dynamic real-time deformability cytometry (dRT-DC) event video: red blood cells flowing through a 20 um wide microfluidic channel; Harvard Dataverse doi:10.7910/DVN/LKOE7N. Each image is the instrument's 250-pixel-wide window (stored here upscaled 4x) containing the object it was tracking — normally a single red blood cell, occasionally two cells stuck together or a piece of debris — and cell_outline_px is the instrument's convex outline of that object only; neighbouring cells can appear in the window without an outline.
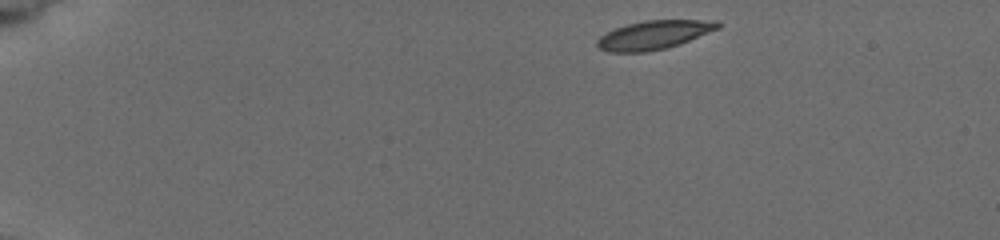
{"species": "common noctule bat (a hibernating species)", "species_latin": "Nyctalus noctula", "temperature_condition": "cold", "stored_images_in_passage": 6, "camera_frame_rate_fps": 3000, "um_per_image_px": 0.085, "animal": {"sex": "female", "body_mass_g": 19.5, "forearm_length_mm": 54.1}, "frame": {"image": 1, "passage_image": 1, "time_ms": 0.0, "image_size_px": [1000, 240], "cell_outline_px": [[720, 28], [680, 44], [664, 48], [644, 52], [608, 52], [600, 48], [596, 44], [596, 40], [600, 36], [616, 28], [628, 24], [644, 20], [716, 20], [720, 24]], "centroid_in_image_um": [55.59, 2.96], "position_along_channel_um": 29.4, "area_um2": 20.06}}
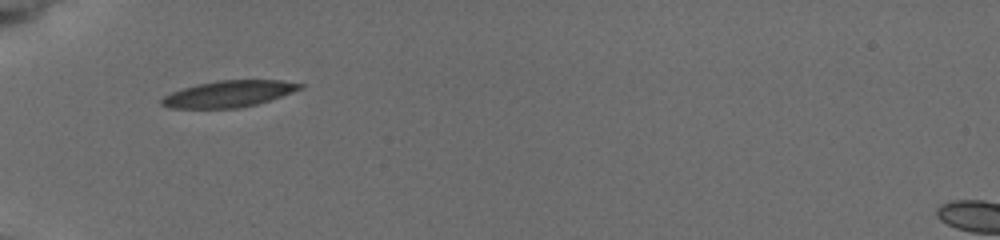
{"frame": {"image": 2, "passage_image": 5, "time_ms": 3.333, "image_size_px": [1000, 240], "cell_outline_px": [[304, 88], [256, 104], [236, 108], [168, 108], [160, 104], [160, 100], [164, 96], [172, 92], [196, 84], [220, 80], [280, 80], [304, 84]], "centroid_in_image_um": [19.42, 7.97], "position_along_channel_um": 65.6, "area_um2": 21.15}}
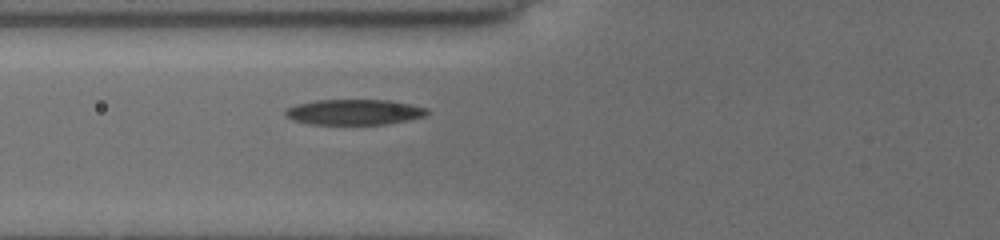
{"frame": {"image": 3, "passage_image": 6, "time_ms": 4.333, "image_size_px": [1000, 240], "cell_outline_px": [[428, 112], [424, 116], [408, 120], [388, 124], [308, 124], [292, 120], [284, 116], [284, 112], [288, 108], [296, 104], [316, 100], [388, 100], [428, 108]], "centroid_in_image_um": [30.07, 9.53], "position_along_channel_um": 95.7, "area_um2": 21.04}}